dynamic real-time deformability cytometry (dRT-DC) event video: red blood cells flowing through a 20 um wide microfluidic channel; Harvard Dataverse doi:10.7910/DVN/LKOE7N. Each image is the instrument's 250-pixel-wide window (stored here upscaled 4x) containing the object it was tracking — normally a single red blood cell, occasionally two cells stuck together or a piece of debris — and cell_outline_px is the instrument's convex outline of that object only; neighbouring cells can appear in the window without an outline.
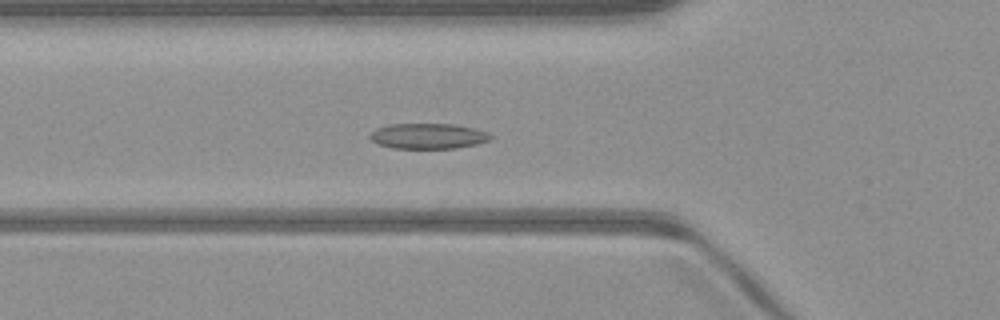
{"species": "common noctule bat (a hibernating species)", "species_latin": "Nyctalus noctula", "temperature_condition": "warm", "stored_images_in_passage": 44, "camera_frame_rate_fps": 3000, "um_per_image_px": 0.085, "animal": {"sex": "male", "body_mass_g": 23.1, "forearm_length_mm": 52.7}, "frame": {"image": 1, "passage_image": 11, "time_ms": 3.333, "image_size_px": [1000, 320], "cell_outline_px": [[496, 136], [488, 140], [476, 144], [456, 148], [392, 148], [376, 144], [368, 136], [376, 128], [388, 124], [452, 124], [476, 128], [488, 132]], "centroid_in_image_um": [36.4, 11.56], "position_along_channel_um": 89.4, "area_um2": 18.03}}
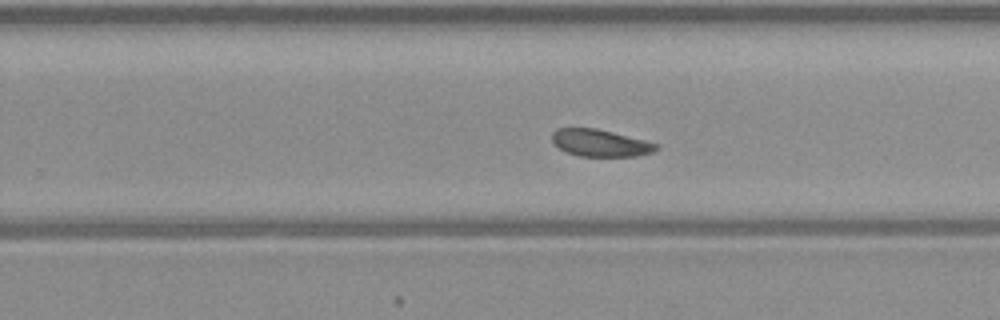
{"frame": {"image": 2, "passage_image": 25, "time_ms": 8.0, "image_size_px": [1000, 320], "cell_outline_px": [[660, 148], [652, 152], [636, 156], [580, 156], [564, 152], [552, 144], [552, 132], [556, 128], [596, 128], [660, 144]], "centroid_in_image_um": [50.99, 12.15], "position_along_channel_um": 278.8, "area_um2": 16.59}}
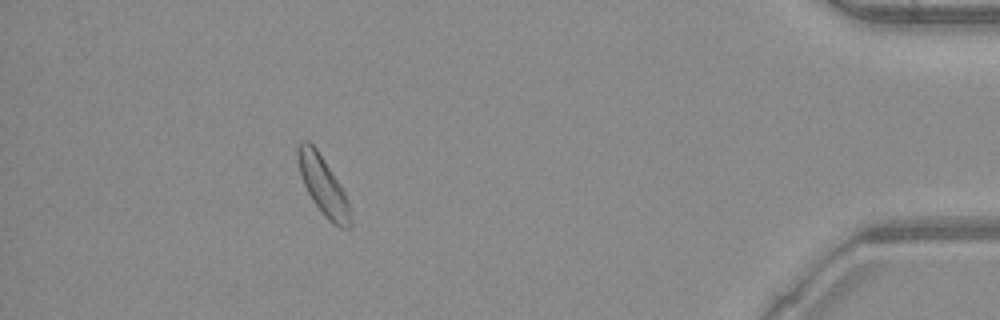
{"frame": {"image": 3, "passage_image": 39, "time_ms": 12.667, "image_size_px": [1000, 320], "cell_outline_px": [[352, 228], [340, 228], [332, 224], [324, 216], [312, 200], [304, 184], [300, 172], [296, 152], [296, 148], [300, 140], [308, 140], [316, 148], [340, 184], [344, 192], [348, 204], [352, 220]], "centroid_in_image_um": [27.46, 15.79], "position_along_channel_um": 407.7, "area_um2": 17.86}, "authors_computed_cell_mechanics": {"area_um2": 17.6579, "velocity_mm_per_s": 4.052, "shape_relaxation_time_tau1_ms": 2.507, "shape_relaxation_time_tau2_ms": null, "deformation_change_tau1": 0.064, "deformation_change_tau2": null}}